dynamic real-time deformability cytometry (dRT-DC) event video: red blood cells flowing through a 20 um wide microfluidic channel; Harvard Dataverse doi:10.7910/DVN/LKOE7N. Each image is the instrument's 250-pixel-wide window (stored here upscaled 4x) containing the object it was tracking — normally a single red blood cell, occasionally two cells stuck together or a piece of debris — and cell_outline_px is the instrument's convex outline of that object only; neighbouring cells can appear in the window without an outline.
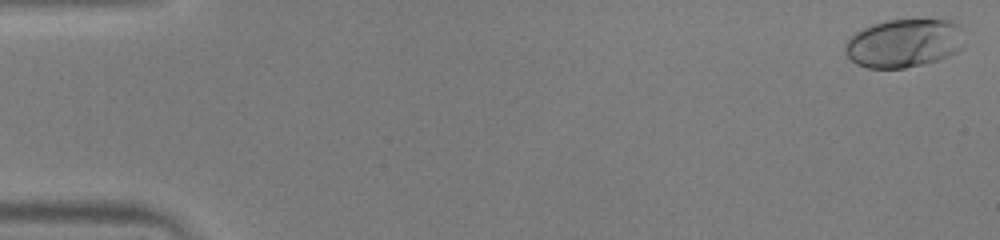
{"species": "human", "species_latin": "Homo sapiens", "temperature_condition": "warm", "stored_images_in_passage": 52, "camera_frame_rate_fps": 3000, "um_per_image_px": 0.085, "donor": {"sex": "male"}, "frame": {"image": 1, "passage_image": 1, "time_ms": 0.0, "image_size_px": [1000, 240], "cell_outline_px": [[960, 48], [956, 52], [948, 56], [936, 60], [904, 68], [868, 68], [856, 64], [844, 52], [844, 44], [856, 32], [872, 24], [888, 20], [952, 20], [960, 28]], "centroid_in_image_um": [76.77, 3.67], "position_along_channel_um": 8.2, "area_um2": 33.12}}
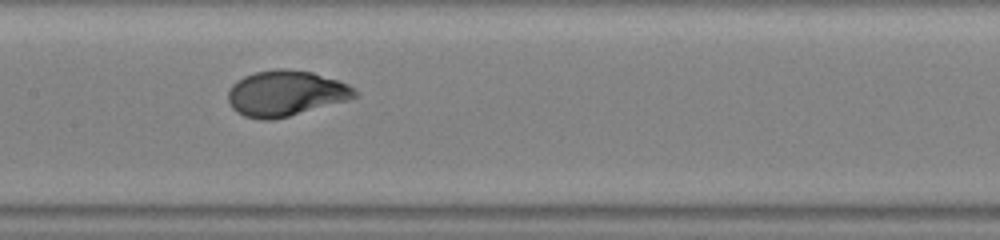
{"frame": {"image": 2, "passage_image": 26, "time_ms": 8.333, "image_size_px": [1000, 240], "cell_outline_px": [[356, 96], [348, 100], [288, 116], [272, 120], [260, 120], [244, 116], [236, 112], [232, 108], [228, 100], [228, 88], [236, 80], [244, 76], [256, 72], [276, 68], [288, 68], [312, 72], [348, 84], [356, 92]], "centroid_in_image_um": [24.22, 7.93], "position_along_channel_um": 183.2, "area_um2": 33.64}}
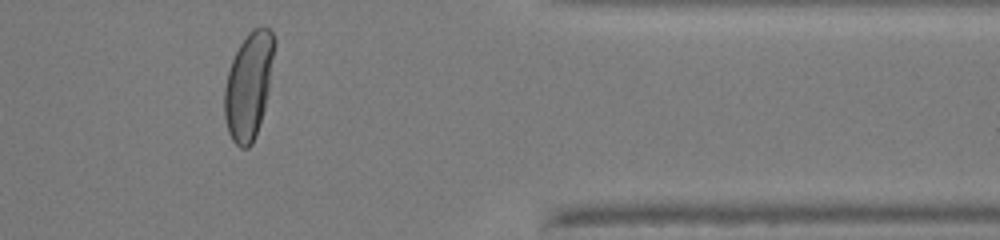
{"frame": {"image": 3, "passage_image": 43, "time_ms": 14.0, "image_size_px": [1000, 240], "cell_outline_px": [[276, 44], [268, 92], [264, 108], [256, 136], [252, 144], [248, 148], [240, 148], [232, 140], [228, 132], [224, 116], [224, 88], [228, 72], [232, 60], [240, 44], [248, 32], [252, 28], [260, 24], [264, 24], [272, 32], [276, 40]], "centroid_in_image_um": [21.15, 7.23], "position_along_channel_um": 390.3, "area_um2": 31.39}, "authors_computed_cell_mechanics": {"area_um2": 33.1194, "velocity_mm_per_s": 4.0074, "shape_relaxation_time_tau1_ms": 3.276, "shape_relaxation_time_tau2_ms": null, "deformation_change_tau1": 0.2049, "deformation_change_tau2": null}}